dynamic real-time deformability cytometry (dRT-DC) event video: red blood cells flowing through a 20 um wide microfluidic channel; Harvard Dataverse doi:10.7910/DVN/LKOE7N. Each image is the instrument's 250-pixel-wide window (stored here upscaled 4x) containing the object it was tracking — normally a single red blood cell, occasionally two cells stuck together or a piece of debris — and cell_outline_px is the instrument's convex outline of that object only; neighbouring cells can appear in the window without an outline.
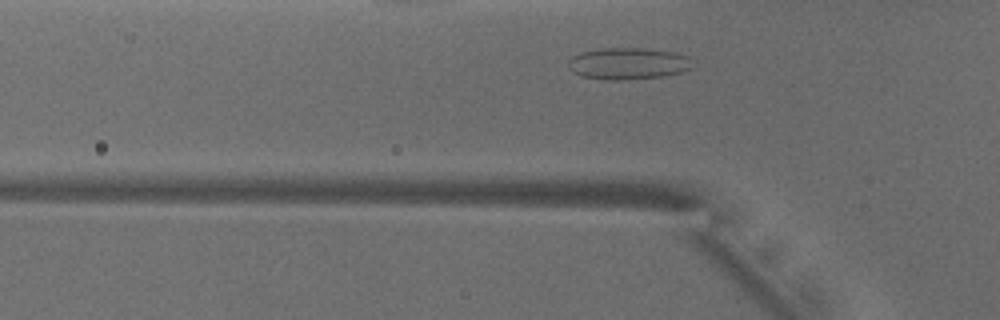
{"species": "common noctule bat (a hibernating species)", "species_latin": "Nyctalus noctula", "temperature_condition": "warm", "stored_images_in_passage": 29, "camera_frame_rate_fps": 3000, "um_per_image_px": 0.085, "animal": {"sex": "male", "body_mass_g": 18.8}, "frame": {"image": 1, "passage_image": 6, "time_ms": 1.667, "image_size_px": [1000, 320], "cell_outline_px": [[692, 68], [680, 72], [664, 76], [616, 80], [580, 76], [572, 72], [568, 68], [568, 60], [572, 56], [580, 52], [604, 48], [644, 48], [676, 52], [688, 56]], "centroid_in_image_um": [53.36, 5.39], "position_along_channel_um": 72.4, "area_um2": 22.89}}
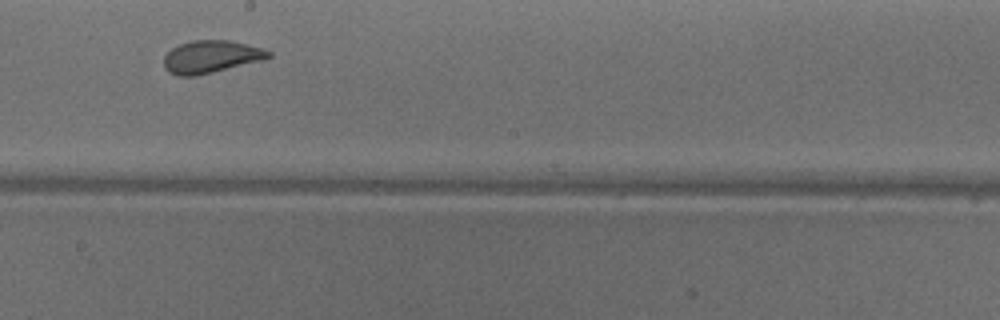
{"frame": {"image": 2, "passage_image": 18, "time_ms": 5.667, "image_size_px": [1000, 320], "cell_outline_px": [[272, 56], [264, 60], [196, 76], [176, 76], [168, 72], [164, 68], [164, 56], [172, 48], [180, 44], [192, 40], [228, 40], [248, 44], [272, 52]], "centroid_in_image_um": [17.93, 4.83], "position_along_channel_um": 230.3, "area_um2": 19.94}}
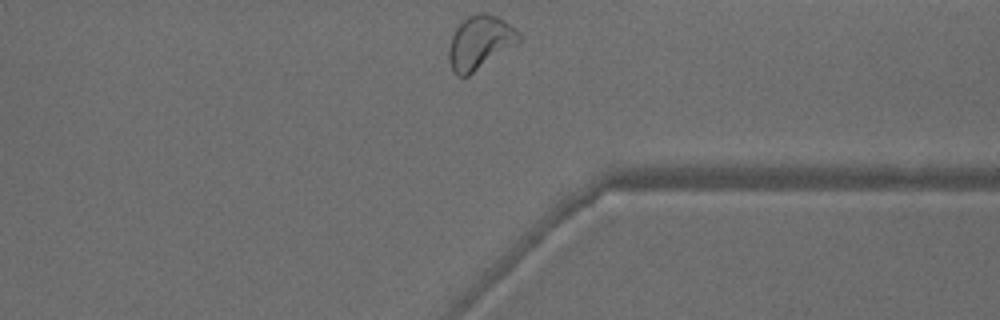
{"frame": {"image": 3, "passage_image": 29, "time_ms": 9.333, "image_size_px": [1000, 320], "cell_outline_px": [[524, 40], [468, 76], [456, 76], [452, 72], [448, 60], [448, 48], [452, 36], [456, 28], [468, 16], [476, 12], [484, 12], [496, 16], [504, 20]], "centroid_in_image_um": [40.77, 3.63], "position_along_channel_um": 370.6, "area_um2": 21.96}, "authors_computed_cell_mechanics": {"area_um2": 19.9988, "velocity_mm_per_s": 3.9168, "shape_relaxation_time_tau1_ms": 5.4665, "shape_relaxation_time_tau2_ms": 0.7861, "deformation_change_tau1": 0.1225, "deformation_change_tau2": 0.0775}}